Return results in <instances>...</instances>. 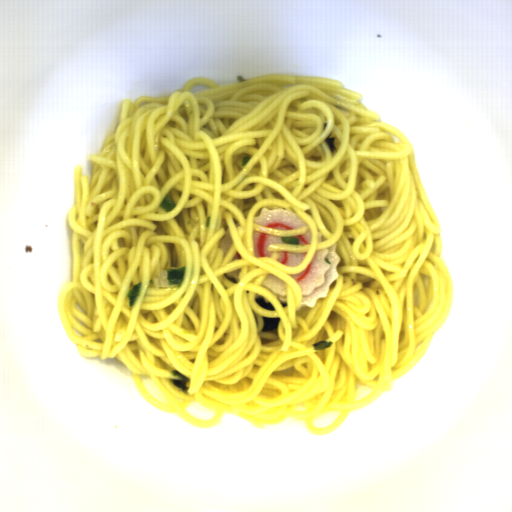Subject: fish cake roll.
I'll return each instance as SVG.
<instances>
[{
    "instance_id": "daf88372",
    "label": "fish cake roll",
    "mask_w": 512,
    "mask_h": 512,
    "mask_svg": "<svg viewBox=\"0 0 512 512\" xmlns=\"http://www.w3.org/2000/svg\"><path fill=\"white\" fill-rule=\"evenodd\" d=\"M279 252V257H278V262H280L281 264H284L286 266H297L298 264H300L304 257H305V253H289V252H283V251H278Z\"/></svg>"
},
{
    "instance_id": "14b837c1",
    "label": "fish cake roll",
    "mask_w": 512,
    "mask_h": 512,
    "mask_svg": "<svg viewBox=\"0 0 512 512\" xmlns=\"http://www.w3.org/2000/svg\"><path fill=\"white\" fill-rule=\"evenodd\" d=\"M336 243L331 248L315 252L308 268L301 274H290L301 287L300 308H314L319 298H327L330 285L339 278L337 266L341 256L336 252Z\"/></svg>"
},
{
    "instance_id": "26f1e4eb",
    "label": "fish cake roll",
    "mask_w": 512,
    "mask_h": 512,
    "mask_svg": "<svg viewBox=\"0 0 512 512\" xmlns=\"http://www.w3.org/2000/svg\"><path fill=\"white\" fill-rule=\"evenodd\" d=\"M237 259H241V256H240L239 252L235 254V256H234L232 261H235Z\"/></svg>"
},
{
    "instance_id": "37d7ac3b",
    "label": "fish cake roll",
    "mask_w": 512,
    "mask_h": 512,
    "mask_svg": "<svg viewBox=\"0 0 512 512\" xmlns=\"http://www.w3.org/2000/svg\"><path fill=\"white\" fill-rule=\"evenodd\" d=\"M231 243H232V240L230 237L229 229H226L224 237H223V239L219 240L218 247H217V248H220L223 250L224 258H225V255H226Z\"/></svg>"
},
{
    "instance_id": "ead4d028",
    "label": "fish cake roll",
    "mask_w": 512,
    "mask_h": 512,
    "mask_svg": "<svg viewBox=\"0 0 512 512\" xmlns=\"http://www.w3.org/2000/svg\"><path fill=\"white\" fill-rule=\"evenodd\" d=\"M273 292L281 303L288 304V294L286 282L276 278L273 274L268 273L264 282L260 284Z\"/></svg>"
},
{
    "instance_id": "73995cda",
    "label": "fish cake roll",
    "mask_w": 512,
    "mask_h": 512,
    "mask_svg": "<svg viewBox=\"0 0 512 512\" xmlns=\"http://www.w3.org/2000/svg\"><path fill=\"white\" fill-rule=\"evenodd\" d=\"M300 244H310L312 243V232L308 229L303 235L295 237Z\"/></svg>"
},
{
    "instance_id": "80858fc9",
    "label": "fish cake roll",
    "mask_w": 512,
    "mask_h": 512,
    "mask_svg": "<svg viewBox=\"0 0 512 512\" xmlns=\"http://www.w3.org/2000/svg\"><path fill=\"white\" fill-rule=\"evenodd\" d=\"M253 223L279 231L303 228L309 225L302 217L286 208L263 207L259 216L254 217Z\"/></svg>"
},
{
    "instance_id": "79ed13df",
    "label": "fish cake roll",
    "mask_w": 512,
    "mask_h": 512,
    "mask_svg": "<svg viewBox=\"0 0 512 512\" xmlns=\"http://www.w3.org/2000/svg\"><path fill=\"white\" fill-rule=\"evenodd\" d=\"M240 270H241V269H240ZM240 270L235 271V272H233V273H227V274H225V275H226L227 277H229V278H235V279H236V281L239 283L238 273L240 272Z\"/></svg>"
},
{
    "instance_id": "0198cecc",
    "label": "fish cake roll",
    "mask_w": 512,
    "mask_h": 512,
    "mask_svg": "<svg viewBox=\"0 0 512 512\" xmlns=\"http://www.w3.org/2000/svg\"><path fill=\"white\" fill-rule=\"evenodd\" d=\"M281 238L276 236H269L263 232L254 233V244H255V256H271L273 252L268 251V244H282Z\"/></svg>"
}]
</instances>
